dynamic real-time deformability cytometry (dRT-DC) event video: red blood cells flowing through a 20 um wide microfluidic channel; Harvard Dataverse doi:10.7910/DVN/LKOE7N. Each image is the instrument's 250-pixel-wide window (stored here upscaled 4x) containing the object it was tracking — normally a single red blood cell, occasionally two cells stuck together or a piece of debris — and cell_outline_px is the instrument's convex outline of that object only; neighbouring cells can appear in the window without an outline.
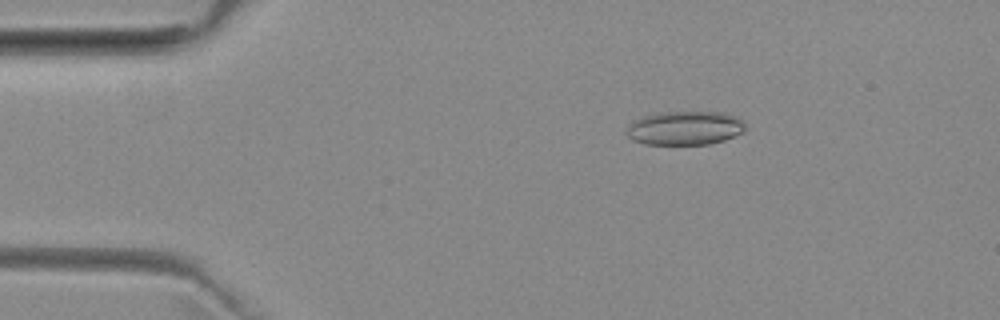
{"species": "common noctule bat (a hibernating species)", "species_latin": "Nyctalus noctula", "temperature_condition": "room temperature", "stored_images_in_passage": 52, "camera_frame_rate_fps": 3000, "um_per_image_px": 0.085, "animal": {"sex": "female", "body_mass_g": 29.2, "forearm_length_mm": 56.3}, "frame": {"image": 1, "passage_image": 9, "time_ms": 2.667, "image_size_px": [1000, 320], "cell_outline_px": [[744, 132], [724, 140], [708, 144], [644, 144], [632, 140], [628, 136], [628, 124], [632, 120], [644, 116], [660, 112], [724, 112], [744, 120]], "centroid_in_image_um": [58.22, 10.88], "position_along_channel_um": 26.8, "area_um2": 23.47}}
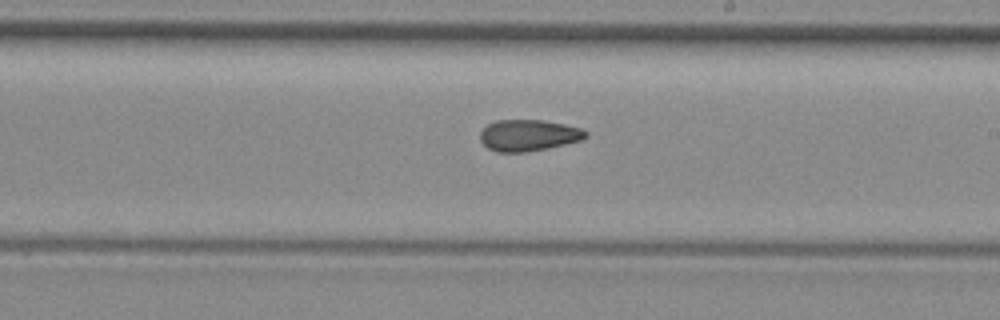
{"frame": {"image": 2, "passage_image": 30, "time_ms": 9.667, "image_size_px": [1000, 320], "cell_outline_px": [[588, 136], [580, 140], [548, 148], [528, 152], [496, 152], [488, 148], [480, 140], [480, 132], [488, 124], [496, 120], [544, 120], [584, 128], [588, 132]], "centroid_in_image_um": [44.94, 11.5], "position_along_channel_um": 244.1, "area_um2": 19.42}}
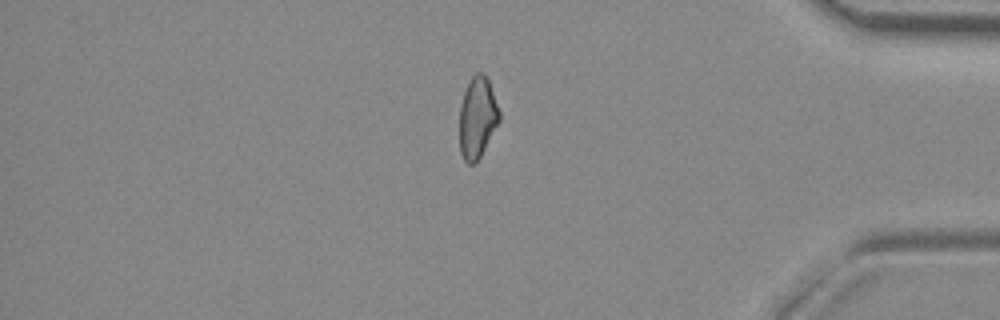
{"frame": {"image": 3, "passage_image": 44, "time_ms": 14.333, "image_size_px": [1000, 320], "cell_outline_px": [[500, 120], [476, 164], [468, 164], [464, 160], [460, 152], [460, 104], [464, 92], [472, 76], [476, 72], [484, 72], [488, 80], [500, 112]], "centroid_in_image_um": [40.57, 10.01], "position_along_channel_um": 394.6, "area_um2": 18.79}, "authors_computed_cell_mechanics": {"area_um2": 19.9988, "velocity_mm_per_s": 3.9488, "shape_relaxation_time_tau1_ms": null, "shape_relaxation_time_tau2_ms": 4.3053, "deformation_change_tau1": null, "deformation_change_tau2": 0.1119}}